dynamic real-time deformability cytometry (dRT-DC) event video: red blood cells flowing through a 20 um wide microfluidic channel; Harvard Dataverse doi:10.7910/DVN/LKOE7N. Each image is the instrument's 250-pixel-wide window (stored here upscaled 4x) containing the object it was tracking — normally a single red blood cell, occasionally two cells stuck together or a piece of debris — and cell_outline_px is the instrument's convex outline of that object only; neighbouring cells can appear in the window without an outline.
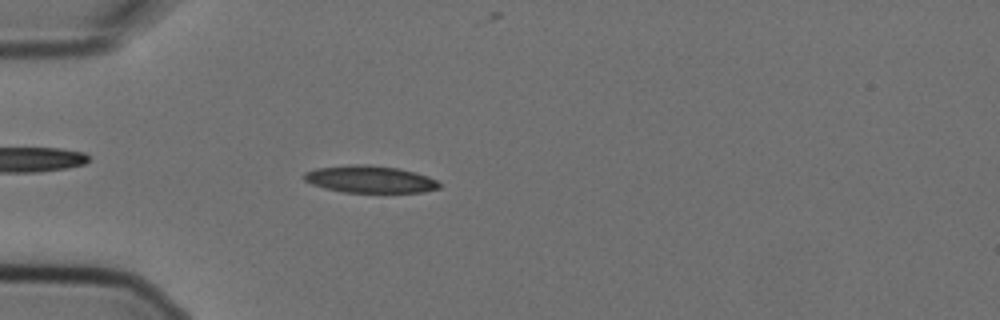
{"species": "Egyptian fruit bat (a non-hibernating species)", "species_latin": "Rousettus aegyptiacus", "temperature_condition": "cold", "stored_images_in_passage": 1, "camera_frame_rate_fps": 3000, "um_per_image_px": 0.085, "animal": {"sex": "female"}, "frame": {"image": 1, "passage_image": 1, "time_ms": 0.0, "image_size_px": [1000, 320], "cell_outline_px": [[440, 188], [424, 192], [344, 192], [324, 188], [312, 184], [304, 180], [300, 176], [304, 172], [316, 168], [352, 164], [368, 164], [400, 168], [416, 172], [428, 176], [436, 180], [440, 184]], "centroid_in_image_um": [31.42, 15.22], "position_along_channel_um": 53.6, "area_um2": 21.62}}